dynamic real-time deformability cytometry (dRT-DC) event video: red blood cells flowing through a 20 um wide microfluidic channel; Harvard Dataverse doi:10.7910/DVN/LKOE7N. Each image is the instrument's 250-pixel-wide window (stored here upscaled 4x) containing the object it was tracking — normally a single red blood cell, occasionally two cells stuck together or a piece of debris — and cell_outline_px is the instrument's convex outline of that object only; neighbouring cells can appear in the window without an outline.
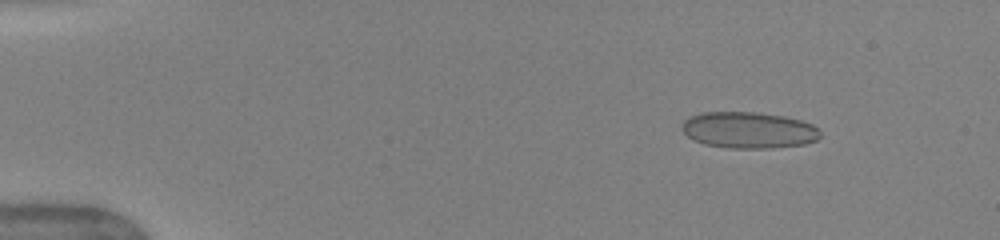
{"species": "human", "species_latin": "Homo sapiens", "temperature_condition": "warm", "stored_images_in_passage": 51, "camera_frame_rate_fps": 3000, "um_per_image_px": 0.085, "donor": {"sex": "female"}, "frame": {"image": 1, "passage_image": 7, "time_ms": 2.0, "image_size_px": [1000, 240], "cell_outline_px": [[820, 136], [816, 140], [804, 144], [772, 148], [728, 148], [704, 144], [692, 140], [680, 128], [680, 124], [684, 120], [700, 112], [756, 112], [784, 116], [800, 120], [812, 124], [820, 128]], "centroid_in_image_um": [63.62, 11.06], "position_along_channel_um": 21.4, "area_um2": 29.54}}
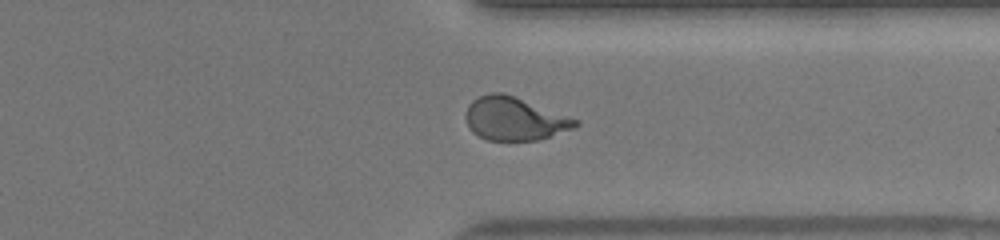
{"frame": {"image": 2, "passage_image": 40, "time_ms": 13.0, "image_size_px": [1000, 240], "cell_outline_px": [[580, 124], [572, 128], [536, 140], [488, 140], [472, 132], [468, 128], [464, 116], [468, 104], [472, 100], [480, 96], [492, 92], [504, 92], [580, 120]], "centroid_in_image_um": [43.68, 10.07], "position_along_channel_um": 367.7, "area_um2": 27.57}}
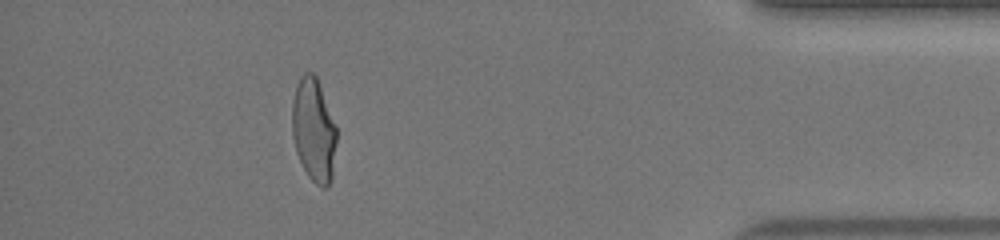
{"frame": {"image": 3, "passage_image": 46, "time_ms": 15.0, "image_size_px": [1000, 240], "cell_outline_px": [[336, 144], [332, 176], [328, 188], [324, 188], [316, 184], [308, 176], [296, 152], [292, 136], [292, 104], [296, 88], [300, 76], [304, 72], [312, 72], [316, 76], [336, 124]], "centroid_in_image_um": [26.67, 11.06], "position_along_channel_um": 408.5, "area_um2": 26.82}, "authors_computed_cell_mechanics": {"area_um2": 28.2064, "velocity_mm_per_s": 4.0595, "shape_relaxation_time_tau1_ms": 5.3634, "shape_relaxation_time_tau2_ms": null, "deformation_change_tau1": 0.1849, "deformation_change_tau2": null}}